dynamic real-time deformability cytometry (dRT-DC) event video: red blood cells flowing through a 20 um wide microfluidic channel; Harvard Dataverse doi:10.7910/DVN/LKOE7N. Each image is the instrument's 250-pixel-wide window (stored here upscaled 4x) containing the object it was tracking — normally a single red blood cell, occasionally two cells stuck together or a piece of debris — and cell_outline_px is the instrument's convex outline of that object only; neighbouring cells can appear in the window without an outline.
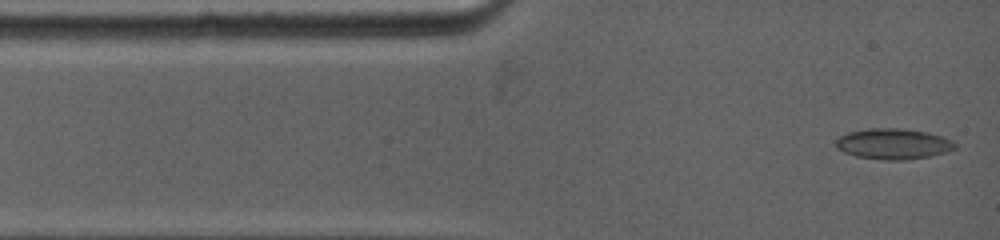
{"species": "common noctule bat (a hibernating species)", "species_latin": "Nyctalus noctula", "temperature_condition": "warm", "stored_images_in_passage": 8, "camera_frame_rate_fps": 5000, "um_per_image_px": 0.085, "animal": {"sex": "female", "body_mass_g": 19.0, "forearm_length_mm": 53.3}, "frame": {"image": 1, "passage_image": 1, "time_ms": 0.0, "image_size_px": [1000, 240], "cell_outline_px": [[956, 148], [944, 152], [928, 156], [904, 160], [884, 160], [856, 156], [844, 152], [836, 148], [836, 140], [840, 136], [848, 132], [868, 128], [900, 128], [928, 132], [952, 140], [956, 144]], "centroid_in_image_um": [75.9, 12.22], "position_along_channel_um": 9.1, "area_um2": 21.21}}
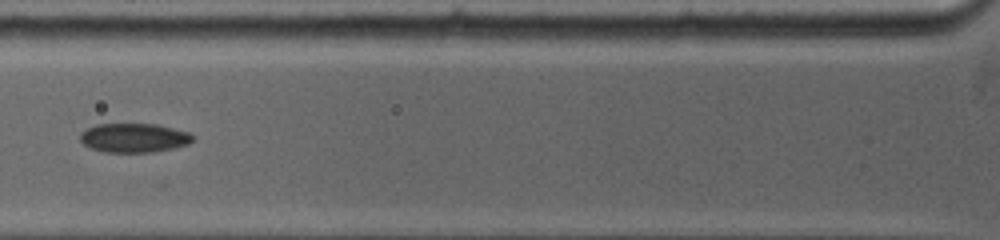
{"frame": {"image": 2, "passage_image": 5, "time_ms": 3.8, "image_size_px": [1000, 240], "cell_outline_px": [[192, 140], [188, 144], [172, 148], [152, 152], [104, 152], [92, 148], [84, 144], [80, 140], [80, 132], [96, 124], [156, 124], [188, 132], [192, 136]], "centroid_in_image_um": [11.35, 11.71], "position_along_channel_um": 114.4, "area_um2": 18.9}}
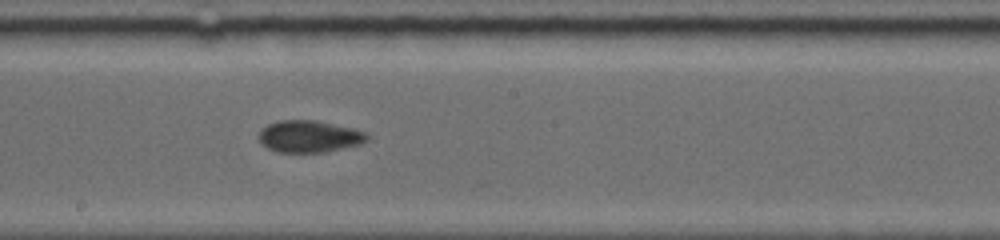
{"frame": {"image": 3, "passage_image": 8, "time_ms": 6.6, "image_size_px": [1000, 240], "cell_outline_px": [[368, 140], [360, 144], [324, 152], [276, 152], [260, 144], [256, 136], [260, 128], [268, 124], [280, 120], [316, 120], [356, 128], [368, 132]], "centroid_in_image_um": [26.26, 11.58], "position_along_channel_um": 221.9, "area_um2": 20.58}}